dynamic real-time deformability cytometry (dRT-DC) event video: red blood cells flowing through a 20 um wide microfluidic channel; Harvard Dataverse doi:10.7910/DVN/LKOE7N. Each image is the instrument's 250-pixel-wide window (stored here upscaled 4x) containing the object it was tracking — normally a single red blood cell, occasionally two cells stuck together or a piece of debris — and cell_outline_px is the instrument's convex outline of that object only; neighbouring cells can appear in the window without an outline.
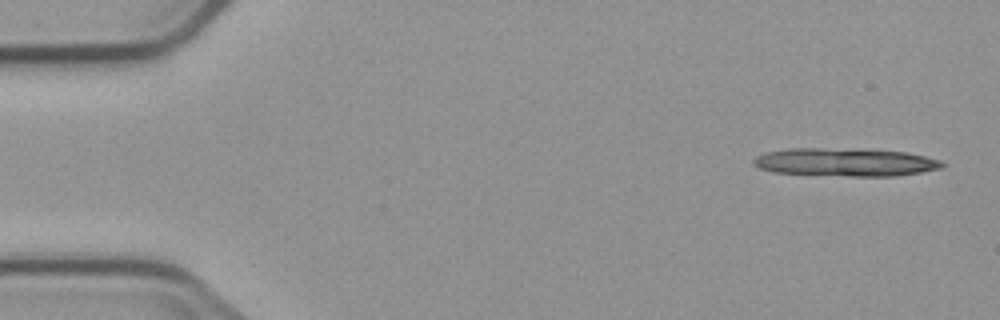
{"species": "common noctule bat (a hibernating species)", "species_latin": "Nyctalus noctula", "temperature_condition": "cold", "stored_images_in_passage": 5, "camera_frame_rate_fps": 3000, "um_per_image_px": 0.085, "animal": {"sex": "male", "body_mass_g": 23.1, "forearm_length_mm": 52.7}, "frame": {"image": 1, "passage_image": 1, "time_ms": 0.0, "image_size_px": [1000, 320], "cell_outline_px": [[948, 164], [940, 168], [920, 172], [896, 176], [848, 176], [772, 172], [760, 168], [752, 164], [752, 160], [756, 156], [764, 152], [788, 148], [820, 148], [908, 152], [940, 160]], "centroid_in_image_um": [71.81, 13.79], "position_along_channel_um": 13.2, "area_um2": 30.75}}
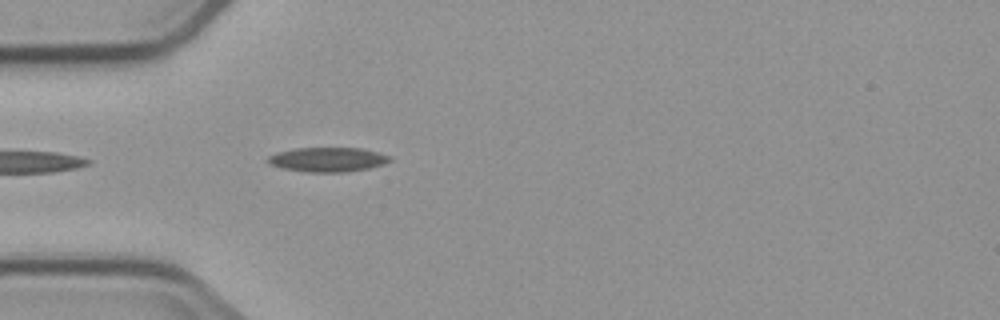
{"frame": {"image": 2, "passage_image": 5, "time_ms": 4.667, "image_size_px": [1000, 320], "cell_outline_px": [[392, 160], [384, 164], [368, 168], [344, 172], [308, 172], [284, 168], [268, 164], [264, 160], [268, 156], [276, 152], [292, 148], [360, 148], [392, 156]], "centroid_in_image_um": [27.81, 13.55], "position_along_channel_um": 57.2, "area_um2": 17.46}}